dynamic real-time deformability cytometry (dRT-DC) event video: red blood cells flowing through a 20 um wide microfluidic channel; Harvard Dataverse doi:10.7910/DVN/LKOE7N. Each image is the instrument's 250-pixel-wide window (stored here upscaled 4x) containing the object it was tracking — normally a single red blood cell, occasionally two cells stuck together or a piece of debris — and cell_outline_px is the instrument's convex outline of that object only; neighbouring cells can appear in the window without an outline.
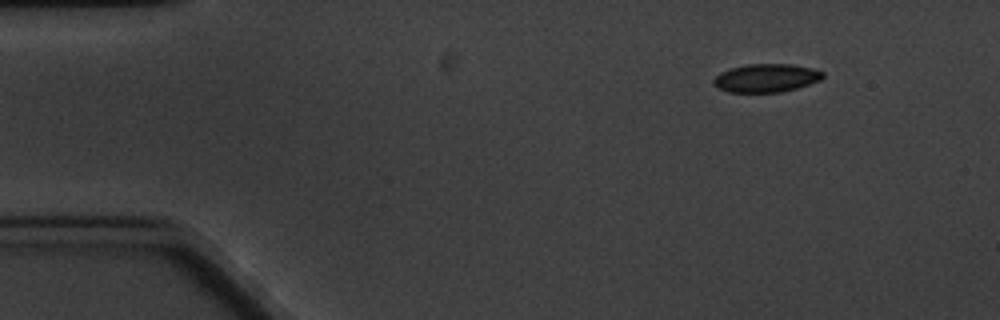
{"species": "common noctule bat (a hibernating species)", "species_latin": "Nyctalus noctula", "temperature_condition": "cold", "stored_images_in_passage": 3, "camera_frame_rate_fps": 3000, "um_per_image_px": 0.085, "animal": {"sex": "male", "body_mass_g": 20.1, "forearm_length_mm": 53.5}, "frame": {"image": 1, "passage_image": 1, "time_ms": 0.0, "image_size_px": [1000, 320], "cell_outline_px": [[824, 76], [820, 80], [796, 88], [780, 92], [728, 92], [712, 84], [712, 80], [720, 72], [728, 68], [748, 64], [792, 64], [812, 68], [824, 72]], "centroid_in_image_um": [65.1, 6.62], "position_along_channel_um": 19.9, "area_um2": 18.03}}
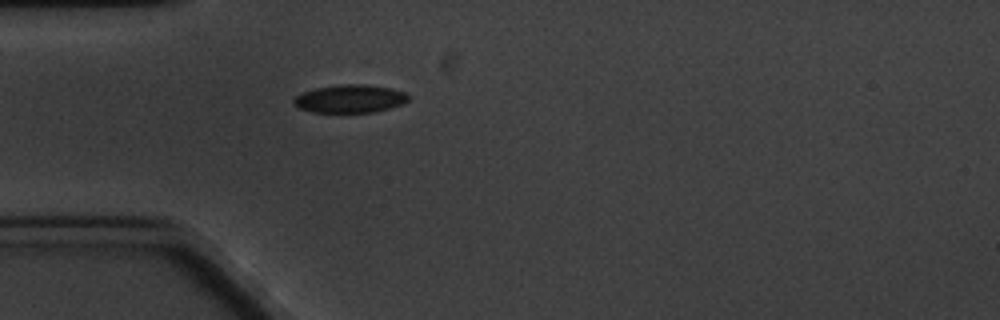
{"frame": {"image": 2, "passage_image": 3, "time_ms": 3.333, "image_size_px": [1000, 320], "cell_outline_px": [[408, 100], [404, 104], [376, 112], [312, 112], [296, 108], [292, 104], [292, 100], [296, 96], [304, 92], [316, 88], [340, 84], [364, 84], [392, 88], [404, 92], [408, 96]], "centroid_in_image_um": [29.73, 8.4], "position_along_channel_um": 55.3, "area_um2": 18.9}}